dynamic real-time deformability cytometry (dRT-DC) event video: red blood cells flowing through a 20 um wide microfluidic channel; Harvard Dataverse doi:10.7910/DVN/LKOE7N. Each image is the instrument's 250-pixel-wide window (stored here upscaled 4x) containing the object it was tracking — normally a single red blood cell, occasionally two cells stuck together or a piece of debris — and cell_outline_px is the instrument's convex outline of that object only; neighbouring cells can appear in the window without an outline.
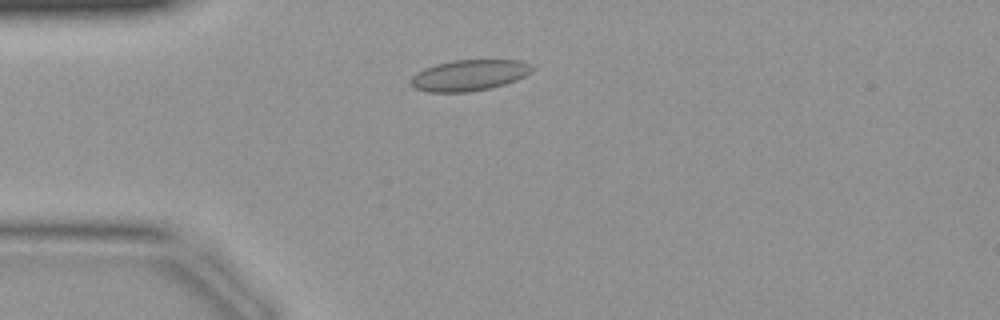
{"species": "common noctule bat (a hibernating species)", "species_latin": "Nyctalus noctula", "temperature_condition": "warm", "stored_images_in_passage": 39, "camera_frame_rate_fps": 3000, "um_per_image_px": 0.085, "animal": {"sex": "female", "body_mass_g": 19.9}, "frame": {"image": 1, "passage_image": 8, "time_ms": 2.333, "image_size_px": [1000, 320], "cell_outline_px": [[532, 72], [516, 80], [504, 84], [488, 88], [468, 92], [428, 92], [416, 88], [412, 84], [412, 76], [416, 72], [424, 68], [436, 64], [452, 60], [520, 60], [528, 64], [532, 68]], "centroid_in_image_um": [39.87, 6.39], "position_along_channel_um": 45.1, "area_um2": 21.68}}
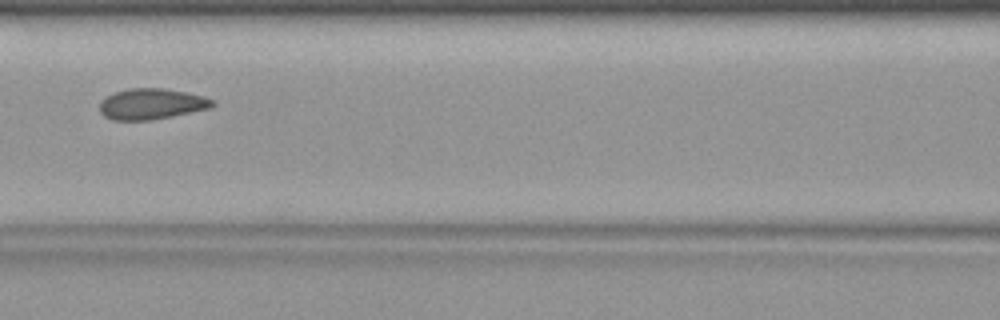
{"frame": {"image": 2, "passage_image": 16, "time_ms": 5.0, "image_size_px": [1000, 320], "cell_outline_px": [[216, 104], [212, 108], [152, 120], [112, 120], [104, 116], [100, 112], [100, 100], [104, 96], [116, 92], [132, 88], [160, 88], [184, 92], [204, 96], [216, 100]], "centroid_in_image_um": [12.89, 8.84], "position_along_channel_um": 153.7, "area_um2": 20.4}}
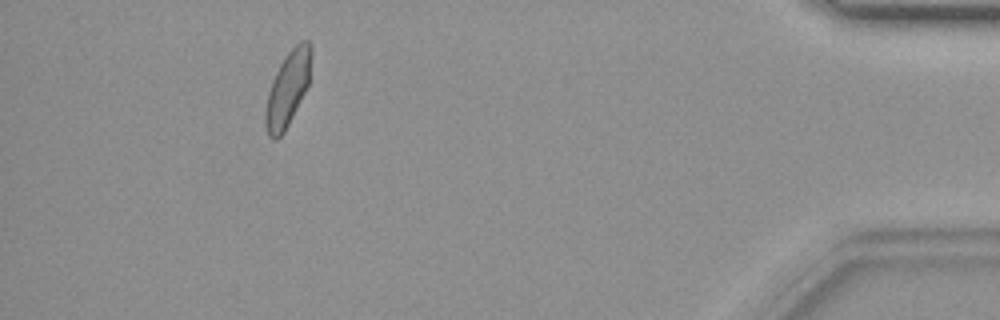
{"frame": {"image": 3, "passage_image": 36, "time_ms": 11.667, "image_size_px": [1000, 320], "cell_outline_px": [[312, 56], [308, 84], [284, 132], [276, 140], [272, 140], [268, 136], [264, 124], [264, 112], [268, 92], [272, 80], [284, 56], [300, 40], [308, 40], [312, 48]], "centroid_in_image_um": [24.43, 7.54], "position_along_channel_um": 410.8, "area_um2": 19.94}}